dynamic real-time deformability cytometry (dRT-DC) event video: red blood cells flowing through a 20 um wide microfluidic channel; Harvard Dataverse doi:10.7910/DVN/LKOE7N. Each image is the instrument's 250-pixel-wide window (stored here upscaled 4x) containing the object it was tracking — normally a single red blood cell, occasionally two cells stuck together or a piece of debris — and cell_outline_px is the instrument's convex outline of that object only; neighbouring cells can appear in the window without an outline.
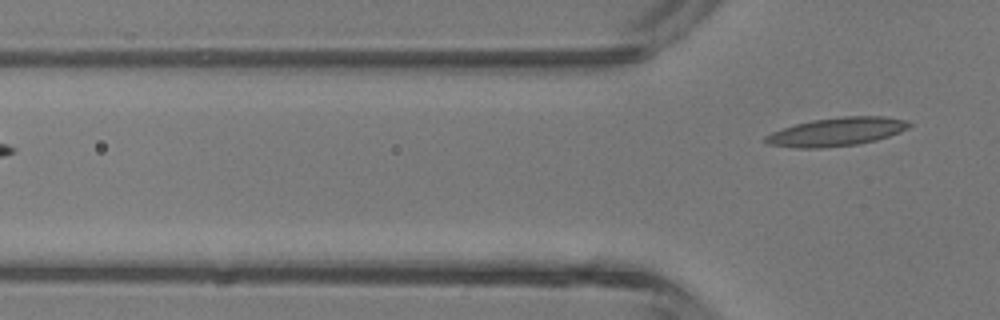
{"species": "common noctule bat (a hibernating species)", "species_latin": "Nyctalus noctula", "temperature_condition": "room temperature", "stored_images_in_passage": 3, "camera_frame_rate_fps": 3000, "um_per_image_px": 0.085, "animal": {"sex": "male", "body_mass_g": 13.3}, "frame": {"image": 1, "passage_image": 3, "time_ms": 2.333, "image_size_px": [1000, 320], "cell_outline_px": [[912, 124], [908, 128], [900, 132], [876, 140], [860, 144], [820, 148], [796, 148], [768, 144], [760, 140], [764, 136], [772, 132], [796, 124], [812, 120], [844, 116], [884, 116], [904, 120]], "centroid_in_image_um": [71.08, 11.21], "position_along_channel_um": 54.7, "area_um2": 23.81}}